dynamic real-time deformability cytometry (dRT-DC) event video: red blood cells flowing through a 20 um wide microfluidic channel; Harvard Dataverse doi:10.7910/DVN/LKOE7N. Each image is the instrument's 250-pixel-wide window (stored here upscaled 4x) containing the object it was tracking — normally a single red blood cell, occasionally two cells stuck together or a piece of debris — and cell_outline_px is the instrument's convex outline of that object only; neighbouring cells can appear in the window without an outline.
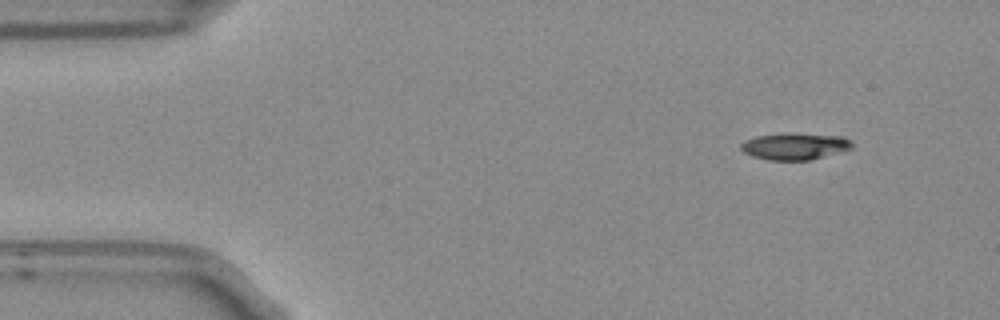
{"species": "Egyptian fruit bat (a non-hibernating species)", "species_latin": "Rousettus aegyptiacus", "temperature_condition": "room temperature", "stored_images_in_passage": 6, "camera_frame_rate_fps": 3000, "um_per_image_px": 0.085, "frame": {"image": 1, "passage_image": 1, "time_ms": 0.0, "image_size_px": [1000, 320], "cell_outline_px": [[852, 148], [808, 160], [768, 160], [752, 156], [744, 152], [740, 148], [740, 144], [744, 140], [756, 136], [844, 136], [852, 140]], "centroid_in_image_um": [67.52, 12.48], "position_along_channel_um": 17.5, "area_um2": 16.18}}
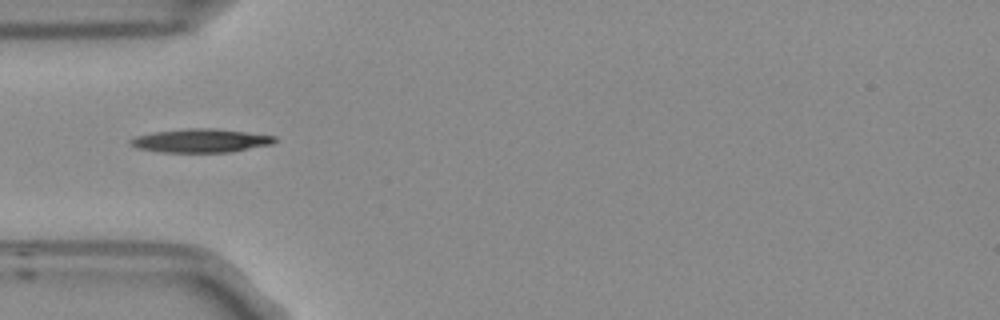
{"frame": {"image": 2, "passage_image": 4, "time_ms": 1.0, "image_size_px": [1000, 320], "cell_outline_px": [[276, 140], [272, 144], [232, 152], [164, 152], [140, 148], [132, 144], [128, 140], [136, 136], [152, 132], [188, 128], [216, 128], [276, 136]], "centroid_in_image_um": [17.1, 11.94], "position_along_channel_um": 67.9, "area_um2": 19.71}}